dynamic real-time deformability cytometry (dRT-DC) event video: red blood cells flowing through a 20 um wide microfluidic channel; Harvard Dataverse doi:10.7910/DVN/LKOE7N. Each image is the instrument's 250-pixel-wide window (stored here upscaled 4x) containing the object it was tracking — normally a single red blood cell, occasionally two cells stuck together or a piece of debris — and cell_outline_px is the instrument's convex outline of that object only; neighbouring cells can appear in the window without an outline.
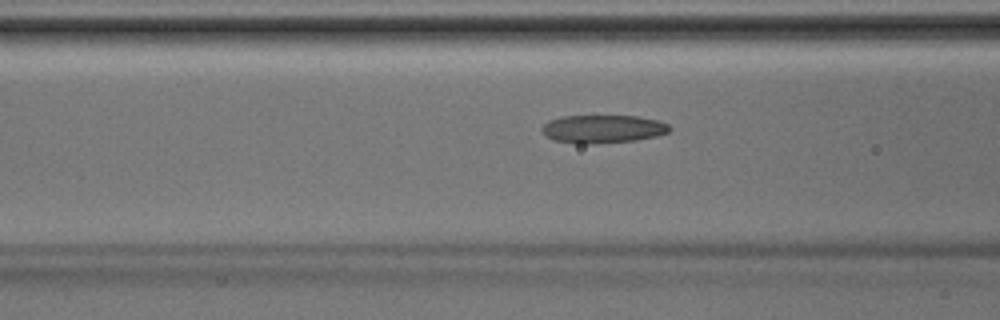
{"species": "Egyptian fruit bat (a non-hibernating species)", "species_latin": "Rousettus aegyptiacus", "temperature_condition": "room temperature", "stored_images_in_passage": 5, "camera_frame_rate_fps": 3000, "um_per_image_px": 0.085, "animal": {"sex": "male"}, "frame": {"image": 1, "passage_image": 5, "time_ms": 1.333, "image_size_px": [1000, 320], "cell_outline_px": [[672, 128], [668, 132], [656, 136], [636, 140], [592, 144], [576, 144], [552, 140], [540, 128], [548, 120], [560, 116], [636, 116], [656, 120], [668, 124]], "centroid_in_image_um": [51.21, 10.96], "position_along_channel_um": 115.4, "area_um2": 20.98}}